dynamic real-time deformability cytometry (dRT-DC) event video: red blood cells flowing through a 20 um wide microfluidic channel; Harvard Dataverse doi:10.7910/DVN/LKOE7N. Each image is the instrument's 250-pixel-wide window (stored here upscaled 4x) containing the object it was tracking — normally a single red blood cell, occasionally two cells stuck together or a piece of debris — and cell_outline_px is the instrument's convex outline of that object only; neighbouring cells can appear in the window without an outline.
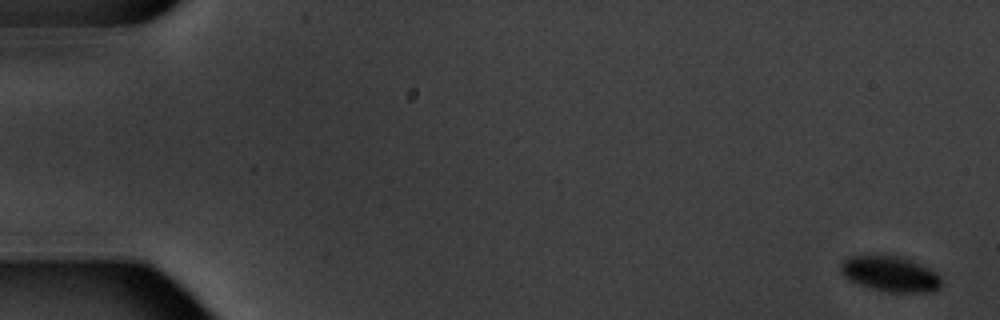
{"species": "common noctule bat (a hibernating species)", "species_latin": "Nyctalus noctula", "temperature_condition": "warm", "stored_images_in_passage": 5, "camera_frame_rate_fps": 3000, "um_per_image_px": 0.085, "animal": {"sex": "male", "body_mass_g": 20.1, "forearm_length_mm": 53.5}, "frame": {"image": 1, "passage_image": 1, "time_ms": 0.0, "image_size_px": [1000, 320], "cell_outline_px": [[940, 288], [936, 292], [884, 292], [848, 280], [840, 272], [840, 264], [848, 256], [900, 256], [912, 260], [936, 272], [940, 276]], "centroid_in_image_um": [75.68, 23.29], "position_along_channel_um": 9.3, "area_um2": 20.81}}
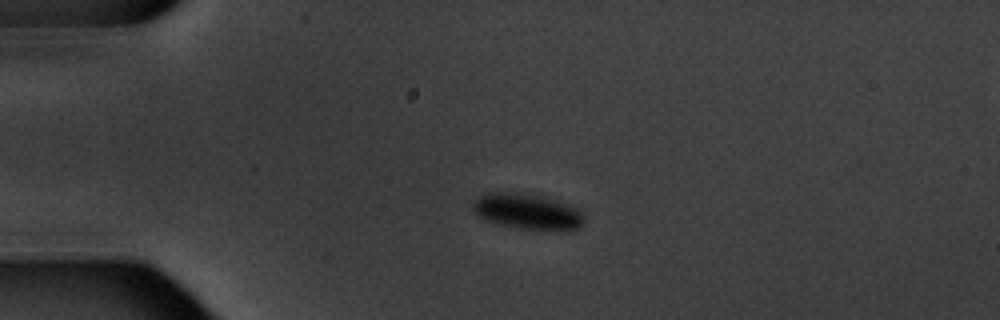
{"frame": {"image": 2, "passage_image": 4, "time_ms": 4.333, "image_size_px": [1000, 320], "cell_outline_px": [[584, 220], [580, 228], [568, 232], [516, 228], [484, 220], [472, 212], [472, 200], [476, 196], [484, 192], [512, 192], [544, 196], [580, 208], [584, 216]], "centroid_in_image_um": [44.83, 17.99], "position_along_channel_um": 40.2, "area_um2": 24.04}}